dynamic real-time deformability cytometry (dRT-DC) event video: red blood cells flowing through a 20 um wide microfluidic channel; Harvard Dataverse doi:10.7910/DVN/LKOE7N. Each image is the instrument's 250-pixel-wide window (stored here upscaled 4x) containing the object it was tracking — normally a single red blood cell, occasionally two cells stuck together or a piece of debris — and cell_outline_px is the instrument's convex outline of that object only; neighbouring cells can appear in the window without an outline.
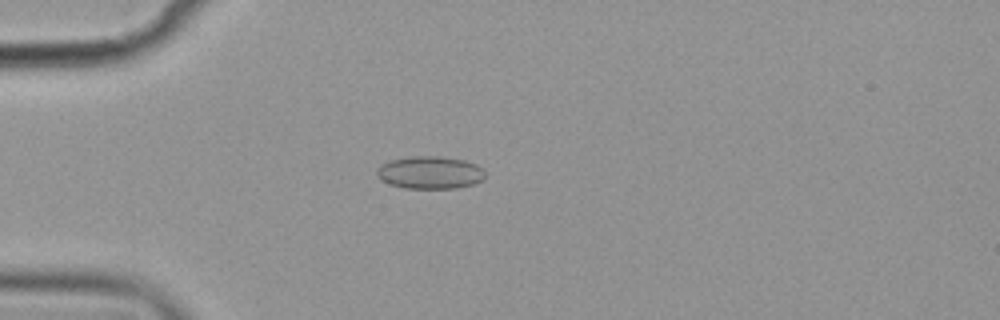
{"species": "common noctule bat (a hibernating species)", "species_latin": "Nyctalus noctula", "temperature_condition": "cold", "stored_images_in_passage": 7, "camera_frame_rate_fps": 3000, "um_per_image_px": 0.085, "animal": {"sex": "female", "body_mass_g": 19.9}, "frame": {"image": 1, "passage_image": 7, "time_ms": 8.0, "image_size_px": [1000, 320], "cell_outline_px": [[484, 180], [472, 184], [456, 188], [404, 188], [388, 184], [376, 176], [376, 172], [380, 164], [388, 160], [408, 156], [440, 156], [464, 160], [476, 164], [484, 172]], "centroid_in_image_um": [36.5, 14.66], "position_along_channel_um": 48.5, "area_um2": 20.75}}